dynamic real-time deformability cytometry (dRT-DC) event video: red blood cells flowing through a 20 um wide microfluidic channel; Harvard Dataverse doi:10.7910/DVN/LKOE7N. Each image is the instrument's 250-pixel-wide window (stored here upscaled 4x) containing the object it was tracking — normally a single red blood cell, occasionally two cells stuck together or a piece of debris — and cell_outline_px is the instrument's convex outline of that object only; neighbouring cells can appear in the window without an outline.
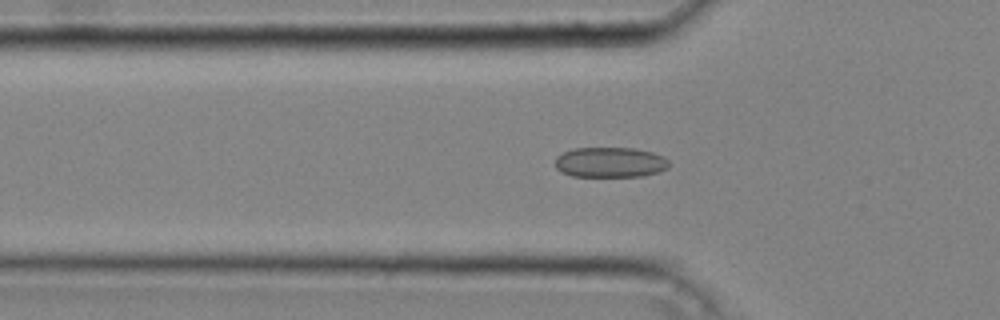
{"species": "common noctule bat (a hibernating species)", "species_latin": "Nyctalus noctula", "temperature_condition": "cold", "stored_images_in_passage": 43, "camera_frame_rate_fps": 3000, "um_per_image_px": 0.085, "animal": {"sex": "male", "body_mass_g": 20.4}, "frame": {"image": 1, "passage_image": 15, "time_ms": 4.667, "image_size_px": [1000, 320], "cell_outline_px": [[668, 168], [660, 172], [644, 176], [572, 176], [560, 172], [556, 168], [556, 156], [572, 148], [632, 148], [652, 152], [664, 156], [668, 160]], "centroid_in_image_um": [51.87, 13.8], "position_along_channel_um": 73.9, "area_um2": 20.17}}
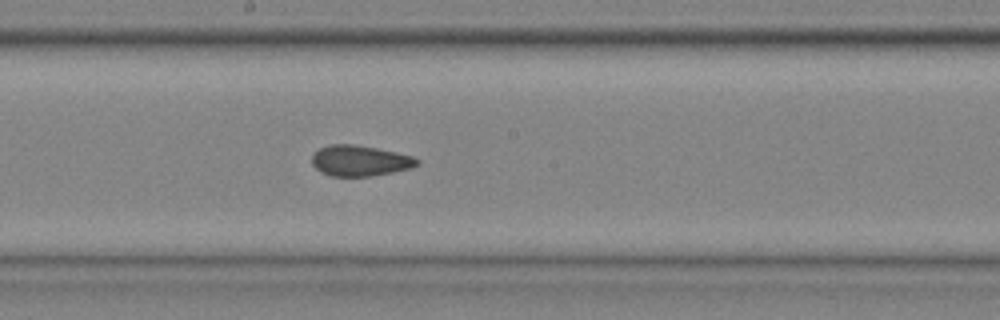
{"frame": {"image": 2, "passage_image": 25, "time_ms": 8.0, "image_size_px": [1000, 320], "cell_outline_px": [[420, 164], [412, 168], [372, 176], [332, 176], [320, 172], [312, 164], [312, 156], [320, 148], [328, 144], [352, 144], [376, 148], [396, 152], [412, 156], [420, 160]], "centroid_in_image_um": [30.61, 13.66], "position_along_channel_um": 217.6, "area_um2": 18.84}}
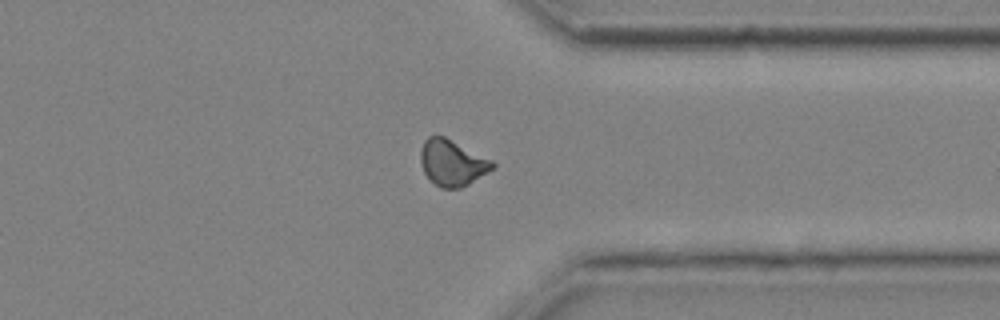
{"frame": {"image": 3, "passage_image": 36, "time_ms": 11.667, "image_size_px": [1000, 320], "cell_outline_px": [[496, 164], [488, 172], [468, 184], [460, 188], [440, 188], [424, 172], [420, 160], [420, 152], [424, 140], [428, 136], [444, 136], [492, 160]], "centroid_in_image_um": [38.43, 13.83], "position_along_channel_um": 373.0, "area_um2": 19.02}, "authors_computed_cell_mechanics": {"area_um2": 19.0162, "velocity_mm_per_s": 4.305, "shape_relaxation_time_tau1_ms": null, "shape_relaxation_time_tau2_ms": 1.8617, "deformation_change_tau1": null, "deformation_change_tau2": 0.0746}}